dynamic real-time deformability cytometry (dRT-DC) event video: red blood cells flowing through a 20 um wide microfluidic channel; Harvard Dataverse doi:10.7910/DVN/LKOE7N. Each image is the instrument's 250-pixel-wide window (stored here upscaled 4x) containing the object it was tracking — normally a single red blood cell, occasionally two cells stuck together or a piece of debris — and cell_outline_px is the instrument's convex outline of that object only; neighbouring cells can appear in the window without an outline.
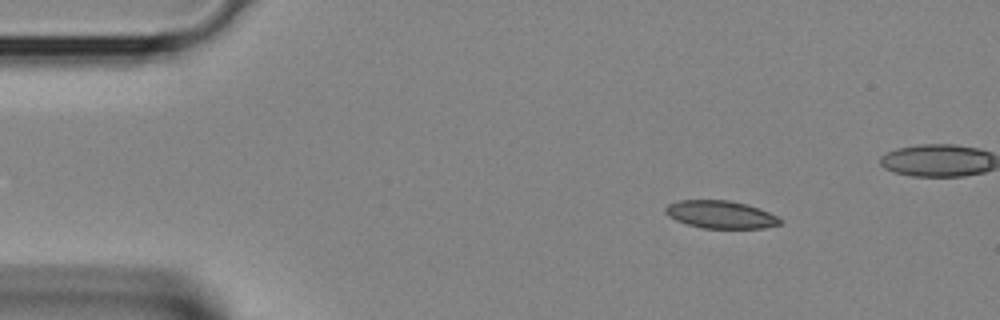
{"species": "Egyptian fruit bat (a non-hibernating species)", "species_latin": "Rousettus aegyptiacus", "temperature_condition": "room temperature", "stored_images_in_passage": 34, "camera_frame_rate_fps": 3000, "um_per_image_px": 0.085, "animal": {"sex": "female"}, "frame": {"image": 1, "passage_image": 1, "time_ms": 0.0, "image_size_px": [1000, 320], "cell_outline_px": [[784, 220], [780, 224], [764, 228], [704, 228], [688, 224], [676, 220], [668, 216], [664, 212], [664, 208], [668, 204], [680, 200], [728, 200], [748, 204], [760, 208]], "centroid_in_image_um": [61.26, 18.23], "position_along_channel_um": 23.7, "area_um2": 18.55}}
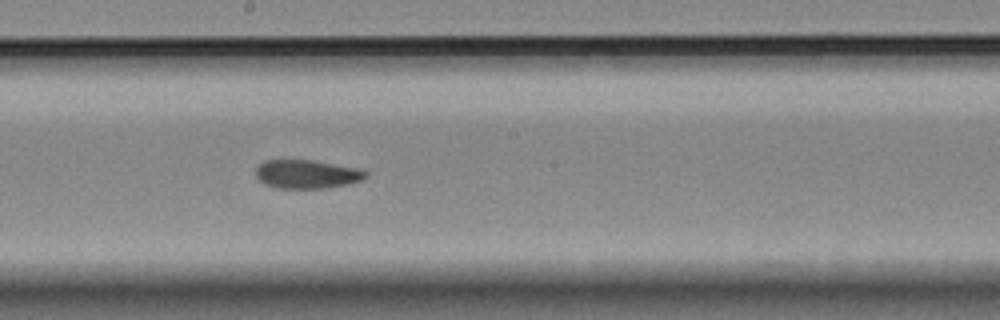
{"frame": {"image": 2, "passage_image": 16, "time_ms": 5.0, "image_size_px": [1000, 320], "cell_outline_px": [[368, 176], [360, 180], [348, 184], [324, 188], [276, 188], [264, 184], [256, 176], [256, 168], [264, 160], [312, 160], [360, 168], [368, 172]], "centroid_in_image_um": [26.09, 14.8], "position_along_channel_um": 222.1, "area_um2": 18.38}}
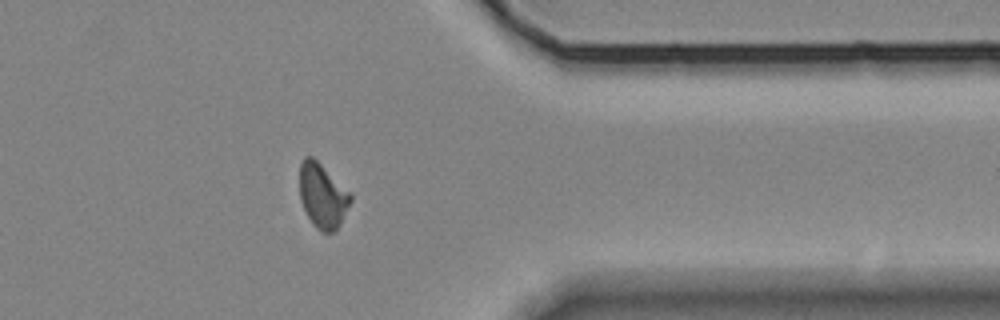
{"frame": {"image": 3, "passage_image": 26, "time_ms": 8.333, "image_size_px": [1000, 320], "cell_outline_px": [[352, 200], [340, 224], [332, 232], [320, 232], [312, 224], [300, 200], [300, 164], [304, 156], [312, 156], [352, 196]], "centroid_in_image_um": [27.39, 16.66], "position_along_channel_um": 384.0, "area_um2": 18.73}}